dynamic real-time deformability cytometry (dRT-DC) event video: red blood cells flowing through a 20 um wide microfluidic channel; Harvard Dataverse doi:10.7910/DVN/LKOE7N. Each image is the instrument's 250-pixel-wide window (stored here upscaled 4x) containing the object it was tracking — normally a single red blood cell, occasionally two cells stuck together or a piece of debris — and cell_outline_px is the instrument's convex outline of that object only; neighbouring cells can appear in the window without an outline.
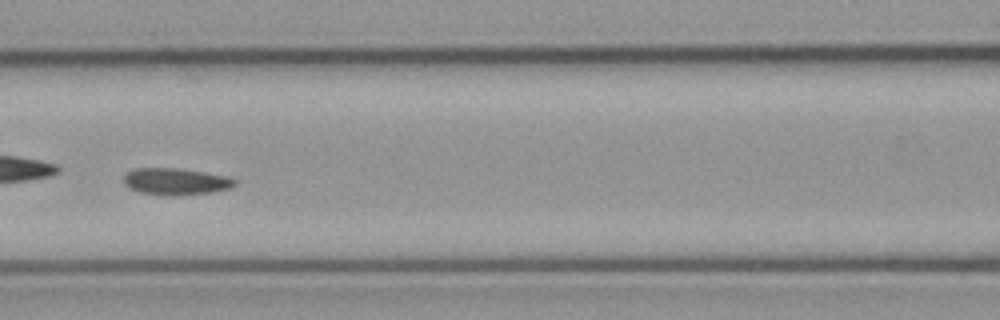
{"species": "common noctule bat (a hibernating species)", "species_latin": "Nyctalus noctula", "temperature_condition": "cold", "stored_images_in_passage": 55, "camera_frame_rate_fps": 3000, "um_per_image_px": 0.085, "animal": {"sex": "male", "body_mass_g": 23.1, "forearm_length_mm": 52.7}, "frame": {"image": 1, "passage_image": 24, "time_ms": 7.667, "image_size_px": [1000, 320], "cell_outline_px": [[236, 184], [228, 188], [212, 192], [172, 196], [164, 196], [140, 192], [128, 188], [124, 184], [124, 176], [132, 168], [176, 168], [204, 172], [224, 176], [236, 180]], "centroid_in_image_um": [14.88, 15.43], "position_along_channel_um": 151.7, "area_um2": 17.28}}
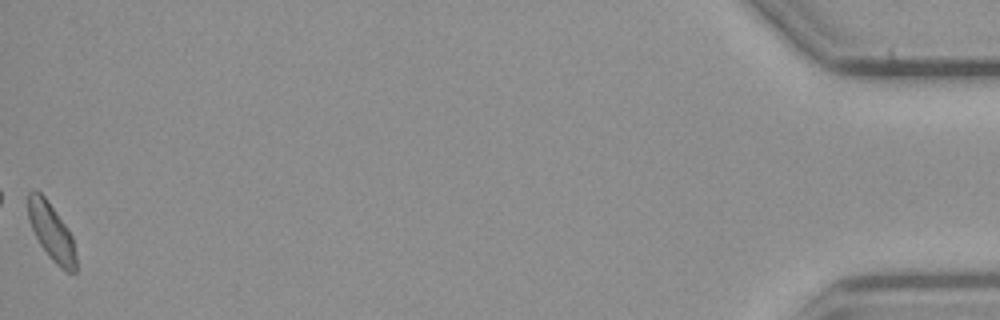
{"frame": {"image": 2, "passage_image": 55, "time_ms": 18.0, "image_size_px": [1000, 320], "cell_outline_px": [[76, 272], [68, 272], [60, 268], [52, 260], [40, 244], [32, 228], [28, 216], [28, 192], [32, 188], [36, 188], [44, 196], [68, 228], [72, 236], [76, 256]], "centroid_in_image_um": [4.37, 19.68], "position_along_channel_um": 430.8, "area_um2": 15.9}, "authors_computed_cell_mechanics": {"area_um2": 16.9354, "velocity_mm_per_s": 3.7162, "shape_relaxation_time_tau1_ms": null, "shape_relaxation_time_tau2_ms": 8.7355, "deformation_change_tau1": null, "deformation_change_tau2": 0.107}}